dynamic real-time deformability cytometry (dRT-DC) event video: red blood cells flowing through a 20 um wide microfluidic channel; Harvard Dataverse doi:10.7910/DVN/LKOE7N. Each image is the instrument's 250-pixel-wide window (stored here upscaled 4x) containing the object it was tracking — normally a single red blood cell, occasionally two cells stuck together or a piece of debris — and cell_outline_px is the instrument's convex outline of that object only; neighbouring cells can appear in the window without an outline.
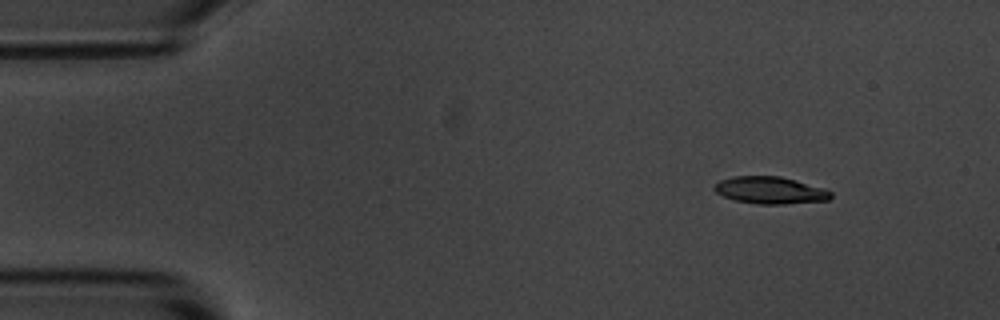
{"species": "common noctule bat (a hibernating species)", "species_latin": "Nyctalus noctula", "temperature_condition": "room temperature", "stored_images_in_passage": 4, "camera_frame_rate_fps": 3000, "um_per_image_px": 0.085, "animal": {"sex": "male", "body_mass_g": 20.1, "forearm_length_mm": 53.5}, "frame": {"image": 1, "passage_image": 1, "time_ms": 0.0, "image_size_px": [1000, 320], "cell_outline_px": [[832, 196], [828, 200], [784, 204], [756, 204], [736, 200], [724, 196], [716, 192], [712, 188], [720, 180], [732, 176], [780, 176], [796, 180], [824, 188], [832, 192]], "centroid_in_image_um": [65.47, 16.17], "position_along_channel_um": 19.5, "area_um2": 18.38}}
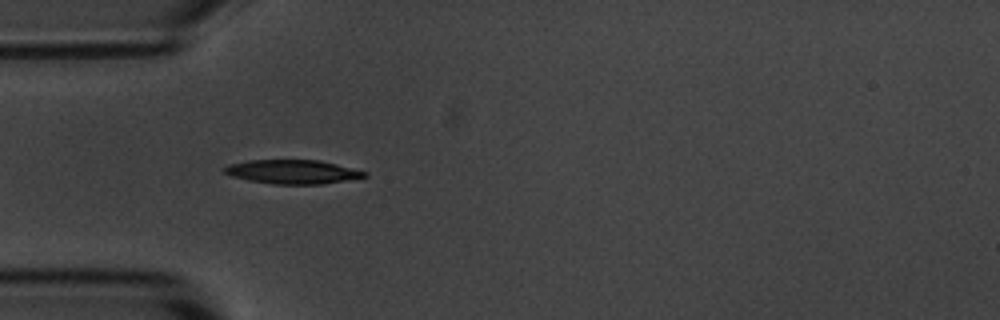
{"frame": {"image": 2, "passage_image": 4, "time_ms": 3.333, "image_size_px": [1000, 320], "cell_outline_px": [[368, 176], [320, 184], [272, 184], [248, 180], [232, 176], [224, 172], [224, 168], [228, 164], [248, 160], [320, 160], [368, 172]], "centroid_in_image_um": [24.85, 14.6], "position_along_channel_um": 60.2, "area_um2": 19.42}}